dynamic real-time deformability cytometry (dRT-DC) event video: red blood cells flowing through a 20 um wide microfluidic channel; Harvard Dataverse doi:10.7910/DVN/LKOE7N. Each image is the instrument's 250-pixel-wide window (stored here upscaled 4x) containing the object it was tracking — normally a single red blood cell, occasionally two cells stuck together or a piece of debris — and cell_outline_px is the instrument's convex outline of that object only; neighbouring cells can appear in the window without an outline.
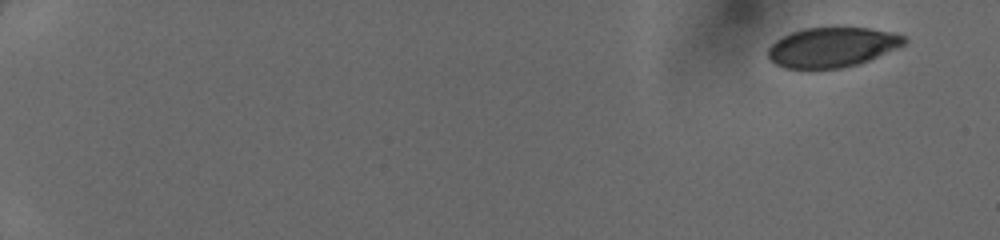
{"species": "human", "species_latin": "Homo sapiens", "temperature_condition": "cold", "stored_images_in_passage": 48, "camera_frame_rate_fps": 3000, "um_per_image_px": 0.085, "donor": {"sex": "female"}, "frame": {"image": 1, "passage_image": 1, "time_ms": 0.0, "image_size_px": [1000, 240], "cell_outline_px": [[908, 40], [904, 44], [896, 48], [860, 64], [840, 68], [784, 68], [776, 64], [768, 56], [768, 48], [776, 40], [792, 32], [804, 28], [868, 28], [892, 32], [904, 36]], "centroid_in_image_um": [70.74, 4.01], "position_along_channel_um": 14.3, "area_um2": 31.27}}
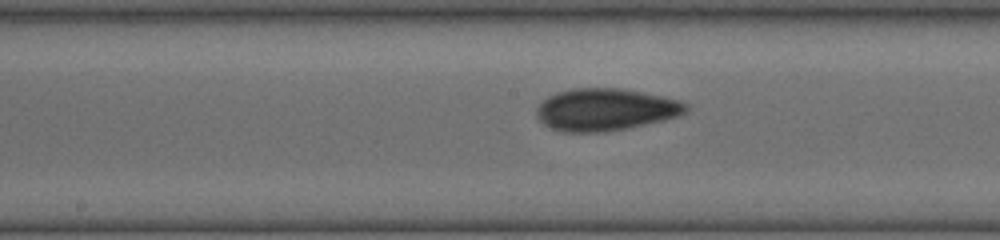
{"frame": {"image": 2, "passage_image": 27, "time_ms": 8.667, "image_size_px": [1000, 240], "cell_outline_px": [[688, 108], [684, 112], [676, 116], [664, 120], [604, 132], [564, 132], [548, 128], [536, 116], [536, 108], [548, 96], [556, 92], [572, 88], [620, 88], [680, 100], [688, 104]], "centroid_in_image_um": [51.41, 9.31], "position_along_channel_um": 196.8, "area_um2": 36.53}}
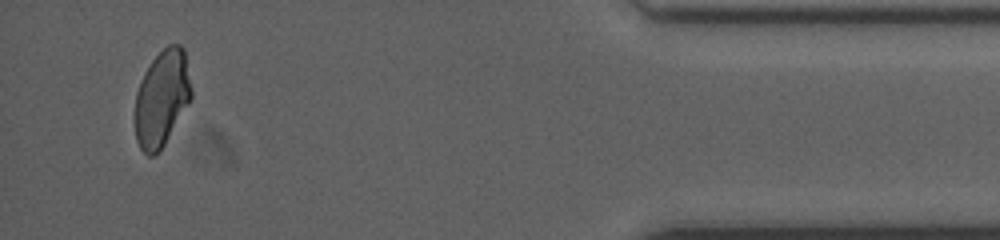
{"frame": {"image": 3, "passage_image": 46, "time_ms": 15.0, "image_size_px": [1000, 240], "cell_outline_px": [[192, 96], [160, 152], [152, 156], [148, 156], [140, 148], [136, 140], [136, 92], [144, 72], [152, 60], [168, 44], [180, 44], [184, 48], [192, 88]], "centroid_in_image_um": [13.77, 8.34], "position_along_channel_um": 421.4, "area_um2": 31.39}}